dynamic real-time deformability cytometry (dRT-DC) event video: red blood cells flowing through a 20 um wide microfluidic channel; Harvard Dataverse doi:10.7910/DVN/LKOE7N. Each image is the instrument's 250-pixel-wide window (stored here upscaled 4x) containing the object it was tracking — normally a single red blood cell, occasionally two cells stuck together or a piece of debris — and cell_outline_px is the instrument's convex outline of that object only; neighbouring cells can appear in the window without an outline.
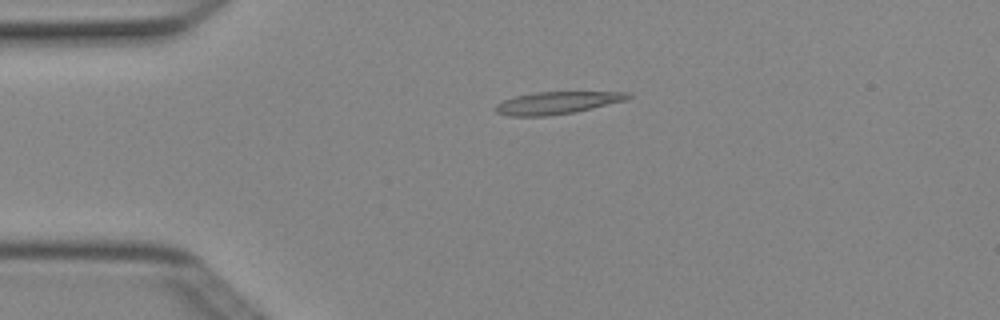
{"species": "Egyptian fruit bat (a non-hibernating species)", "species_latin": "Rousettus aegyptiacus", "temperature_condition": "cold", "stored_images_in_passage": 4, "camera_frame_rate_fps": 3000, "um_per_image_px": 0.085, "animal": {"sex": "female"}, "frame": {"image": 1, "passage_image": 3, "time_ms": 0.667, "image_size_px": [1000, 320], "cell_outline_px": [[632, 96], [628, 100], [576, 112], [548, 116], [508, 116], [496, 112], [496, 104], [504, 100], [516, 96], [532, 92], [628, 92]], "centroid_in_image_um": [47.38, 8.74], "position_along_channel_um": 37.6, "area_um2": 17.34}}